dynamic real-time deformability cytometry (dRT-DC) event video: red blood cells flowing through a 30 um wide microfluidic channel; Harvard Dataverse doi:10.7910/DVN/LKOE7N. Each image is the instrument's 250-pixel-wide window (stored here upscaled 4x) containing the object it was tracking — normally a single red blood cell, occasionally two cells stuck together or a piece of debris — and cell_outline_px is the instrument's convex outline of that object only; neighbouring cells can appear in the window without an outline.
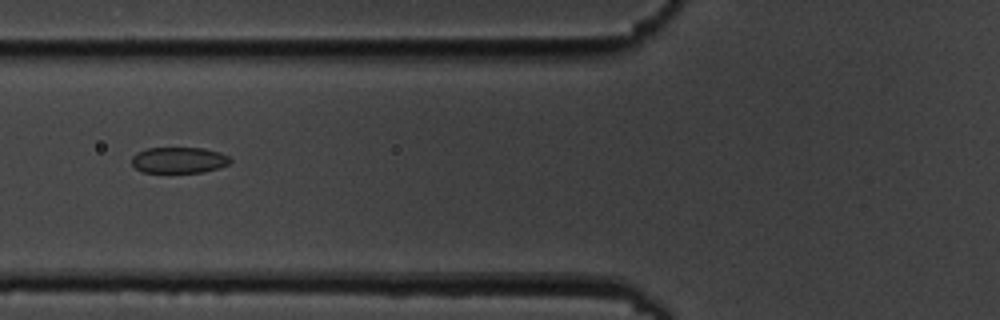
{"species": "common noctule bat (a hibernating species)", "species_latin": "Nyctalus noctula", "temperature_condition": "cold", "stored_images_in_passage": 9, "camera_frame_rate_fps": 3000, "um_per_image_px": 0.085, "animal": {"sex": "male", "body_mass_g": 19.5, "forearm_length_mm": 54.6}, "frame": {"image": 1, "passage_image": 4, "time_ms": 3.333, "image_size_px": [1000, 320], "cell_outline_px": [[232, 160], [228, 164], [220, 168], [204, 172], [140, 172], [132, 164], [132, 156], [136, 152], [148, 148], [204, 148], [220, 152], [228, 156]], "centroid_in_image_um": [15.21, 13.61], "position_along_channel_um": 110.6, "area_um2": 15.03}}
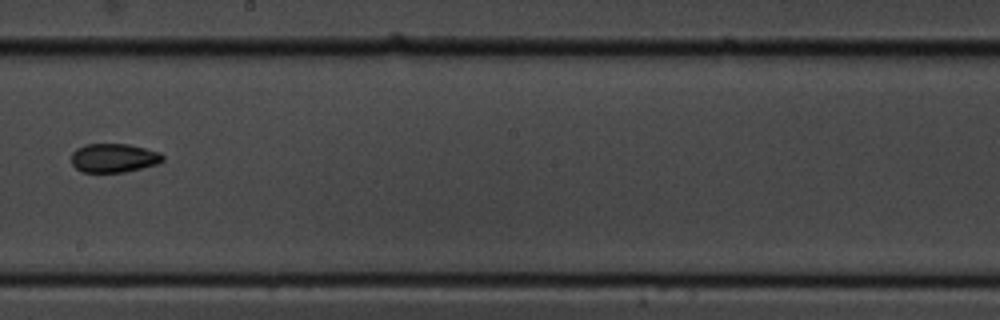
{"frame": {"image": 2, "passage_image": 7, "time_ms": 7.0, "image_size_px": [1000, 320], "cell_outline_px": [[164, 160], [156, 164], [124, 172], [80, 172], [72, 164], [72, 152], [76, 148], [84, 144], [128, 144], [160, 152], [164, 156]], "centroid_in_image_um": [9.65, 13.42], "position_along_channel_um": 238.6, "area_um2": 15.37}}
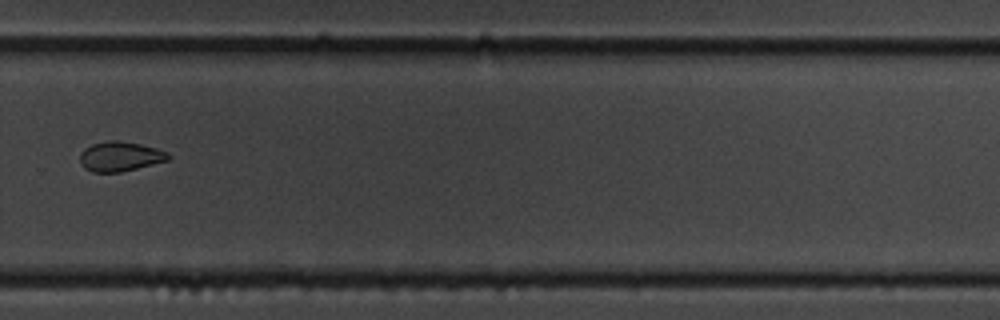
{"frame": {"image": 3, "passage_image": 9, "time_ms": 9.333, "image_size_px": [1000, 320], "cell_outline_px": [[172, 156], [168, 160], [120, 172], [92, 172], [84, 168], [80, 164], [80, 152], [84, 148], [92, 144], [108, 140], [116, 140], [140, 144], [156, 148], [168, 152]], "centroid_in_image_um": [10.19, 13.29], "position_along_channel_um": 319.6, "area_um2": 15.32}}